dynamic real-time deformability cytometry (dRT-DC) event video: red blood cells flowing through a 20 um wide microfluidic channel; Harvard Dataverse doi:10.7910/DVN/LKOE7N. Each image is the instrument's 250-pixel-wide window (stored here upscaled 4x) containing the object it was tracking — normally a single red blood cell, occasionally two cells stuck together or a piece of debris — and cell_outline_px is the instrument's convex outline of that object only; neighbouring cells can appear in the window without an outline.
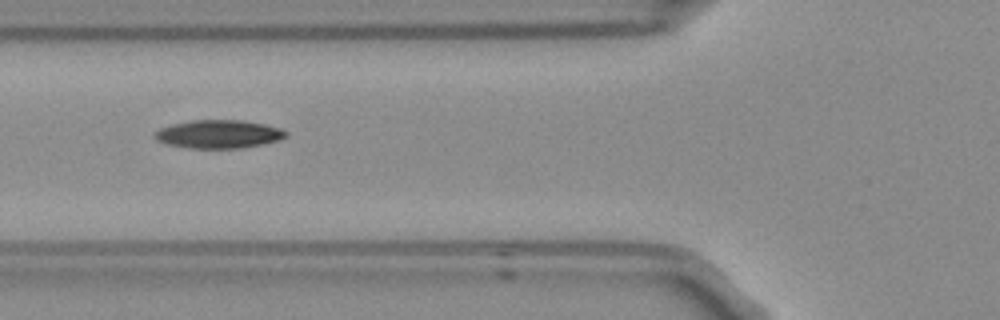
{"species": "Egyptian fruit bat (a non-hibernating species)", "species_latin": "Rousettus aegyptiacus", "temperature_condition": "room temperature", "stored_images_in_passage": 2, "camera_frame_rate_fps": 3000, "um_per_image_px": 0.085, "frame": {"image": 1, "passage_image": 2, "time_ms": 0.333, "image_size_px": [1000, 320], "cell_outline_px": [[288, 136], [280, 140], [264, 144], [244, 148], [188, 148], [168, 144], [156, 140], [152, 136], [160, 128], [172, 124], [192, 120], [244, 120], [264, 124], [280, 128], [288, 132]], "centroid_in_image_um": [18.62, 11.4], "position_along_channel_um": 107.2, "area_um2": 21.79}}